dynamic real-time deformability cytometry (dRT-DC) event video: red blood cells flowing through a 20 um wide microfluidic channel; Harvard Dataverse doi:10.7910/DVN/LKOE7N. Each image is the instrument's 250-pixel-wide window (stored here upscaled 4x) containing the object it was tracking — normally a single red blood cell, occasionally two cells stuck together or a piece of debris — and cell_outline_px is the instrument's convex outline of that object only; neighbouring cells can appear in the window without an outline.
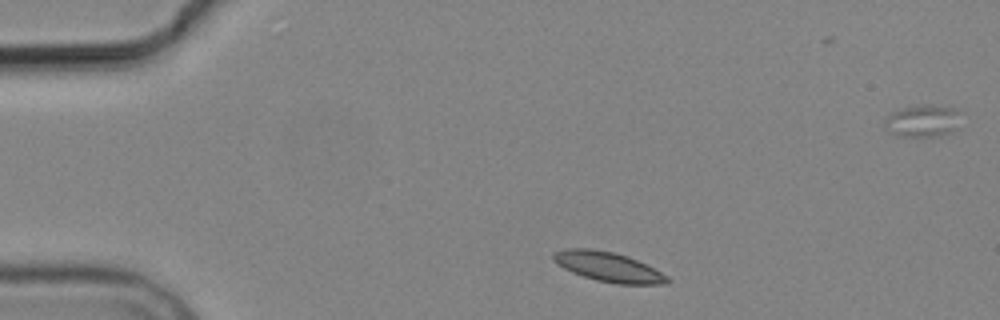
{"species": "common noctule bat (a hibernating species)", "species_latin": "Nyctalus noctula", "temperature_condition": "cold", "stored_images_in_passage": 3, "segment_of_instrument_passage": [1, 2], "camera_frame_rate_fps": 3000, "um_per_image_px": 0.085, "animal": {"sex": "male", "body_mass_g": 19.2, "forearm_length_mm": 51.8}, "frame": {"image": 1, "passage_image": 1, "time_ms": 0.0, "image_size_px": [1000, 320], "cell_outline_px": [[672, 280], [668, 284], [616, 284], [596, 280], [572, 272], [564, 268], [552, 260], [552, 252], [568, 248], [592, 248], [612, 252], [628, 256], [668, 276]], "centroid_in_image_um": [51.69, 22.68], "position_along_channel_um": 33.3, "area_um2": 19.65}}